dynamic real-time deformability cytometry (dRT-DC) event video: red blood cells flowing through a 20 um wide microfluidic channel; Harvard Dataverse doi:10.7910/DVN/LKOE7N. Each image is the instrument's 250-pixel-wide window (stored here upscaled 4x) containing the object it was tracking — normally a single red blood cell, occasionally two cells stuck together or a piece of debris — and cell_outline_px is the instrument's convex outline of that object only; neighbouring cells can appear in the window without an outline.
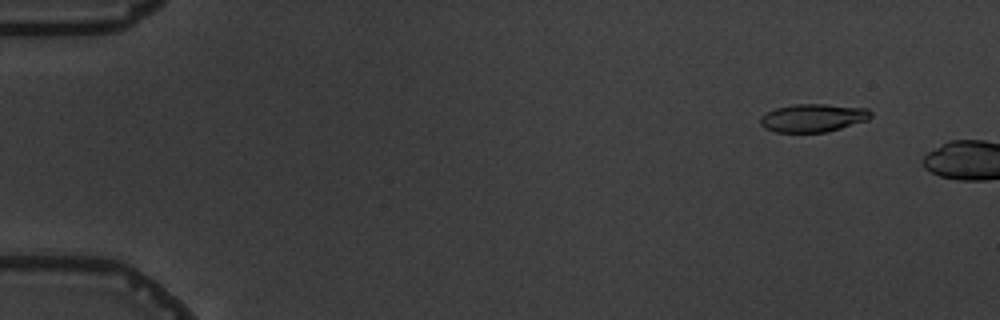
{"species": "common noctule bat (a hibernating species)", "species_latin": "Nyctalus noctula", "temperature_condition": "warm", "stored_images_in_passage": 2, "camera_frame_rate_fps": 3000, "um_per_image_px": 0.085, "animal": {"sex": "male", "body_mass_g": 19.5, "forearm_length_mm": 54.6}, "frame": {"image": 1, "passage_image": 1, "time_ms": 0.0, "image_size_px": [1000, 320], "cell_outline_px": [[872, 116], [868, 120], [828, 132], [776, 132], [764, 128], [760, 124], [760, 116], [776, 108], [792, 104], [828, 104], [868, 108], [872, 112]], "centroid_in_image_um": [69.13, 10.02], "position_along_channel_um": 15.9, "area_um2": 18.26}}